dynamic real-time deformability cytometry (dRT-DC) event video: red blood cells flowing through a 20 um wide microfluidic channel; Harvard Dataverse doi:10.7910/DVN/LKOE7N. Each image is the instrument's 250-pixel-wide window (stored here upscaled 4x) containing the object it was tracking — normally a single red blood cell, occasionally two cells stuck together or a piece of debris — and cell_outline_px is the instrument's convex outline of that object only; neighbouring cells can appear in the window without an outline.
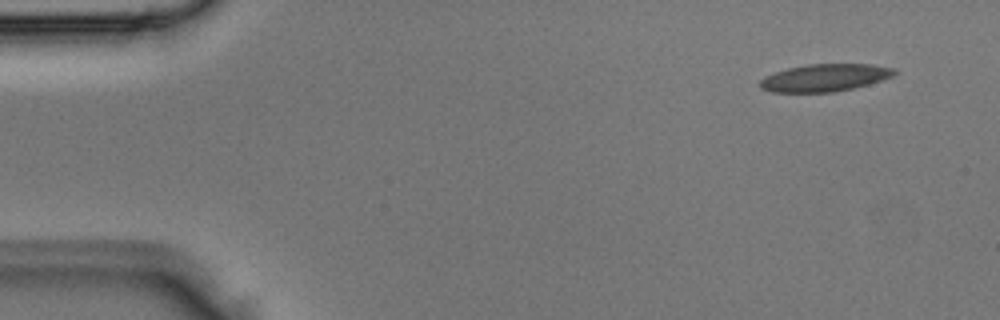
{"species": "Egyptian fruit bat (a non-hibernating species)", "species_latin": "Rousettus aegyptiacus", "temperature_condition": "room temperature", "stored_images_in_passage": 4, "camera_frame_rate_fps": 3000, "um_per_image_px": 0.085, "animal": {"sex": "male"}, "frame": {"image": 1, "passage_image": 1, "time_ms": 0.0, "image_size_px": [1000, 320], "cell_outline_px": [[900, 72], [892, 76], [868, 84], [852, 88], [832, 92], [772, 92], [760, 88], [760, 80], [764, 76], [788, 68], [808, 64], [872, 64], [896, 68]], "centroid_in_image_um": [70.13, 6.6], "position_along_channel_um": 14.9, "area_um2": 21.44}}
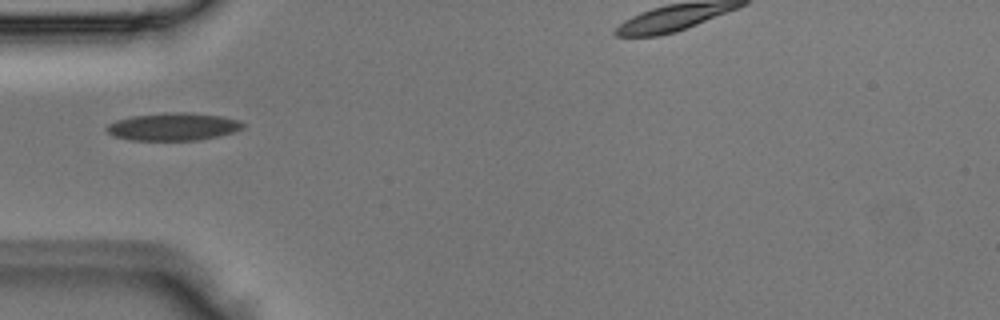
{"frame": {"image": 2, "passage_image": 4, "time_ms": 1.0, "image_size_px": [1000, 320], "cell_outline_px": [[244, 128], [220, 136], [200, 140], [132, 140], [116, 136], [108, 132], [104, 128], [108, 124], [116, 120], [132, 116], [168, 112], [188, 112], [220, 116], [240, 120], [244, 124]], "centroid_in_image_um": [14.74, 10.76], "position_along_channel_um": 70.3, "area_um2": 21.96}}